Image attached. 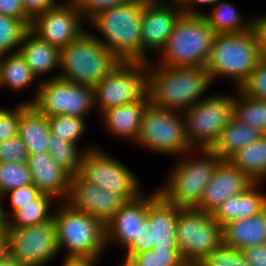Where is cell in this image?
Masks as SVG:
<instances>
[{"label":"cell","mask_w":266,"mask_h":266,"mask_svg":"<svg viewBox=\"0 0 266 266\" xmlns=\"http://www.w3.org/2000/svg\"><path fill=\"white\" fill-rule=\"evenodd\" d=\"M149 63L150 61L147 63V94L150 104L157 108L175 111L177 114L179 111L184 112L201 100L202 94L212 82L204 66L159 65L154 71Z\"/></svg>","instance_id":"obj_1"},{"label":"cell","mask_w":266,"mask_h":266,"mask_svg":"<svg viewBox=\"0 0 266 266\" xmlns=\"http://www.w3.org/2000/svg\"><path fill=\"white\" fill-rule=\"evenodd\" d=\"M146 2L132 0L89 19L103 34V38L94 37L122 62H142L141 19Z\"/></svg>","instance_id":"obj_2"},{"label":"cell","mask_w":266,"mask_h":266,"mask_svg":"<svg viewBox=\"0 0 266 266\" xmlns=\"http://www.w3.org/2000/svg\"><path fill=\"white\" fill-rule=\"evenodd\" d=\"M261 60L258 36L252 27L240 34H217L205 68L212 82L226 75L239 89Z\"/></svg>","instance_id":"obj_3"},{"label":"cell","mask_w":266,"mask_h":266,"mask_svg":"<svg viewBox=\"0 0 266 266\" xmlns=\"http://www.w3.org/2000/svg\"><path fill=\"white\" fill-rule=\"evenodd\" d=\"M58 250L66 251L65 258L99 259L106 247L105 224L90 214L64 204L53 213Z\"/></svg>","instance_id":"obj_4"},{"label":"cell","mask_w":266,"mask_h":266,"mask_svg":"<svg viewBox=\"0 0 266 266\" xmlns=\"http://www.w3.org/2000/svg\"><path fill=\"white\" fill-rule=\"evenodd\" d=\"M121 61L87 30L68 46L60 49L61 79L94 87Z\"/></svg>","instance_id":"obj_5"},{"label":"cell","mask_w":266,"mask_h":266,"mask_svg":"<svg viewBox=\"0 0 266 266\" xmlns=\"http://www.w3.org/2000/svg\"><path fill=\"white\" fill-rule=\"evenodd\" d=\"M216 33L202 15L183 14L176 23L165 48L160 66H204L210 57Z\"/></svg>","instance_id":"obj_6"},{"label":"cell","mask_w":266,"mask_h":266,"mask_svg":"<svg viewBox=\"0 0 266 266\" xmlns=\"http://www.w3.org/2000/svg\"><path fill=\"white\" fill-rule=\"evenodd\" d=\"M201 159H183L170 174L167 185L158 192L179 208H196L203 192L212 179L216 166L222 160L210 149H199Z\"/></svg>","instance_id":"obj_7"},{"label":"cell","mask_w":266,"mask_h":266,"mask_svg":"<svg viewBox=\"0 0 266 266\" xmlns=\"http://www.w3.org/2000/svg\"><path fill=\"white\" fill-rule=\"evenodd\" d=\"M176 236L180 256L195 266L222 243V226L212 213L182 208L178 213Z\"/></svg>","instance_id":"obj_8"},{"label":"cell","mask_w":266,"mask_h":266,"mask_svg":"<svg viewBox=\"0 0 266 266\" xmlns=\"http://www.w3.org/2000/svg\"><path fill=\"white\" fill-rule=\"evenodd\" d=\"M233 105V95L220 94L204 97L181 113L184 114L186 137L193 149H209L214 144L234 117Z\"/></svg>","instance_id":"obj_9"},{"label":"cell","mask_w":266,"mask_h":266,"mask_svg":"<svg viewBox=\"0 0 266 266\" xmlns=\"http://www.w3.org/2000/svg\"><path fill=\"white\" fill-rule=\"evenodd\" d=\"M175 111L148 104L135 142L164 154L192 152L186 137L185 121Z\"/></svg>","instance_id":"obj_10"},{"label":"cell","mask_w":266,"mask_h":266,"mask_svg":"<svg viewBox=\"0 0 266 266\" xmlns=\"http://www.w3.org/2000/svg\"><path fill=\"white\" fill-rule=\"evenodd\" d=\"M94 105L107 109L142 99L147 94V63L120 62L94 87Z\"/></svg>","instance_id":"obj_11"},{"label":"cell","mask_w":266,"mask_h":266,"mask_svg":"<svg viewBox=\"0 0 266 266\" xmlns=\"http://www.w3.org/2000/svg\"><path fill=\"white\" fill-rule=\"evenodd\" d=\"M40 82L34 100L28 103L47 117L64 114L84 118L95 108L94 89L90 86L75 84L57 76Z\"/></svg>","instance_id":"obj_12"},{"label":"cell","mask_w":266,"mask_h":266,"mask_svg":"<svg viewBox=\"0 0 266 266\" xmlns=\"http://www.w3.org/2000/svg\"><path fill=\"white\" fill-rule=\"evenodd\" d=\"M8 254L22 266H44L59 254L52 220L22 228H7Z\"/></svg>","instance_id":"obj_13"},{"label":"cell","mask_w":266,"mask_h":266,"mask_svg":"<svg viewBox=\"0 0 266 266\" xmlns=\"http://www.w3.org/2000/svg\"><path fill=\"white\" fill-rule=\"evenodd\" d=\"M79 174L89 183L117 195H123L128 201L142 195L139 181L133 172L100 149L87 150Z\"/></svg>","instance_id":"obj_14"},{"label":"cell","mask_w":266,"mask_h":266,"mask_svg":"<svg viewBox=\"0 0 266 266\" xmlns=\"http://www.w3.org/2000/svg\"><path fill=\"white\" fill-rule=\"evenodd\" d=\"M84 19L75 4L69 0L67 4L57 3L44 13L36 15L29 30L42 41L62 49L85 32L81 27Z\"/></svg>","instance_id":"obj_15"},{"label":"cell","mask_w":266,"mask_h":266,"mask_svg":"<svg viewBox=\"0 0 266 266\" xmlns=\"http://www.w3.org/2000/svg\"><path fill=\"white\" fill-rule=\"evenodd\" d=\"M66 202L106 224L128 200L123 195L89 183L77 173L71 176L70 192Z\"/></svg>","instance_id":"obj_16"},{"label":"cell","mask_w":266,"mask_h":266,"mask_svg":"<svg viewBox=\"0 0 266 266\" xmlns=\"http://www.w3.org/2000/svg\"><path fill=\"white\" fill-rule=\"evenodd\" d=\"M181 6L174 4H144L141 19L142 62L148 63L147 51L161 52L176 23L183 15Z\"/></svg>","instance_id":"obj_17"},{"label":"cell","mask_w":266,"mask_h":266,"mask_svg":"<svg viewBox=\"0 0 266 266\" xmlns=\"http://www.w3.org/2000/svg\"><path fill=\"white\" fill-rule=\"evenodd\" d=\"M253 184L254 182L248 176L228 160H221L195 209L213 213L225 200L245 192Z\"/></svg>","instance_id":"obj_18"},{"label":"cell","mask_w":266,"mask_h":266,"mask_svg":"<svg viewBox=\"0 0 266 266\" xmlns=\"http://www.w3.org/2000/svg\"><path fill=\"white\" fill-rule=\"evenodd\" d=\"M28 166L33 184L38 190L55 199L63 197L67 201L70 192L71 174L59 166L48 153L28 154Z\"/></svg>","instance_id":"obj_19"},{"label":"cell","mask_w":266,"mask_h":266,"mask_svg":"<svg viewBox=\"0 0 266 266\" xmlns=\"http://www.w3.org/2000/svg\"><path fill=\"white\" fill-rule=\"evenodd\" d=\"M148 196L128 201L106 224L105 241L121 243L127 249L138 236L139 226L147 218Z\"/></svg>","instance_id":"obj_20"},{"label":"cell","mask_w":266,"mask_h":266,"mask_svg":"<svg viewBox=\"0 0 266 266\" xmlns=\"http://www.w3.org/2000/svg\"><path fill=\"white\" fill-rule=\"evenodd\" d=\"M181 209L168 202L158 190L148 196L147 218L154 224L155 247H178L176 225Z\"/></svg>","instance_id":"obj_21"},{"label":"cell","mask_w":266,"mask_h":266,"mask_svg":"<svg viewBox=\"0 0 266 266\" xmlns=\"http://www.w3.org/2000/svg\"><path fill=\"white\" fill-rule=\"evenodd\" d=\"M222 243L241 251L266 244V208L259 214L223 225Z\"/></svg>","instance_id":"obj_22"},{"label":"cell","mask_w":266,"mask_h":266,"mask_svg":"<svg viewBox=\"0 0 266 266\" xmlns=\"http://www.w3.org/2000/svg\"><path fill=\"white\" fill-rule=\"evenodd\" d=\"M254 183L245 192L225 200L213 213V219L221 226L228 222L259 214L266 208V195L260 193Z\"/></svg>","instance_id":"obj_23"},{"label":"cell","mask_w":266,"mask_h":266,"mask_svg":"<svg viewBox=\"0 0 266 266\" xmlns=\"http://www.w3.org/2000/svg\"><path fill=\"white\" fill-rule=\"evenodd\" d=\"M149 97L146 94L142 99L124 104L123 106L107 109L102 113L106 129L112 135L122 138H132L136 141L142 115L149 104Z\"/></svg>","instance_id":"obj_24"},{"label":"cell","mask_w":266,"mask_h":266,"mask_svg":"<svg viewBox=\"0 0 266 266\" xmlns=\"http://www.w3.org/2000/svg\"><path fill=\"white\" fill-rule=\"evenodd\" d=\"M20 46L16 51L20 53L36 77L53 71L59 65L60 49L42 41L30 30L24 34Z\"/></svg>","instance_id":"obj_25"},{"label":"cell","mask_w":266,"mask_h":266,"mask_svg":"<svg viewBox=\"0 0 266 266\" xmlns=\"http://www.w3.org/2000/svg\"><path fill=\"white\" fill-rule=\"evenodd\" d=\"M18 136L24 142L28 154L48 153L51 136L48 117L30 104L20 116Z\"/></svg>","instance_id":"obj_26"},{"label":"cell","mask_w":266,"mask_h":266,"mask_svg":"<svg viewBox=\"0 0 266 266\" xmlns=\"http://www.w3.org/2000/svg\"><path fill=\"white\" fill-rule=\"evenodd\" d=\"M262 135L258 129L245 125L233 117L209 149L222 160H227L236 151L257 141Z\"/></svg>","instance_id":"obj_27"},{"label":"cell","mask_w":266,"mask_h":266,"mask_svg":"<svg viewBox=\"0 0 266 266\" xmlns=\"http://www.w3.org/2000/svg\"><path fill=\"white\" fill-rule=\"evenodd\" d=\"M227 160L254 183L260 182L266 177V134L236 151Z\"/></svg>","instance_id":"obj_28"},{"label":"cell","mask_w":266,"mask_h":266,"mask_svg":"<svg viewBox=\"0 0 266 266\" xmlns=\"http://www.w3.org/2000/svg\"><path fill=\"white\" fill-rule=\"evenodd\" d=\"M214 3L211 14H202L207 24L216 34H240L253 27V20H243L242 16L235 10L234 5L228 2Z\"/></svg>","instance_id":"obj_29"},{"label":"cell","mask_w":266,"mask_h":266,"mask_svg":"<svg viewBox=\"0 0 266 266\" xmlns=\"http://www.w3.org/2000/svg\"><path fill=\"white\" fill-rule=\"evenodd\" d=\"M36 78L18 51L0 58V88L22 90Z\"/></svg>","instance_id":"obj_30"},{"label":"cell","mask_w":266,"mask_h":266,"mask_svg":"<svg viewBox=\"0 0 266 266\" xmlns=\"http://www.w3.org/2000/svg\"><path fill=\"white\" fill-rule=\"evenodd\" d=\"M238 93L239 96L234 97V118L266 134V100L246 96L240 91Z\"/></svg>","instance_id":"obj_31"},{"label":"cell","mask_w":266,"mask_h":266,"mask_svg":"<svg viewBox=\"0 0 266 266\" xmlns=\"http://www.w3.org/2000/svg\"><path fill=\"white\" fill-rule=\"evenodd\" d=\"M55 199L51 195L41 193L31 203L16 211L8 219V227L22 228L40 225L53 219V212L49 213L50 203ZM12 219V220H11Z\"/></svg>","instance_id":"obj_32"},{"label":"cell","mask_w":266,"mask_h":266,"mask_svg":"<svg viewBox=\"0 0 266 266\" xmlns=\"http://www.w3.org/2000/svg\"><path fill=\"white\" fill-rule=\"evenodd\" d=\"M77 147V144L51 135L48 144V154L59 166L67 170L71 175H75L81 170L82 161L87 150L94 149L90 147L80 152Z\"/></svg>","instance_id":"obj_33"},{"label":"cell","mask_w":266,"mask_h":266,"mask_svg":"<svg viewBox=\"0 0 266 266\" xmlns=\"http://www.w3.org/2000/svg\"><path fill=\"white\" fill-rule=\"evenodd\" d=\"M130 262L134 266H188L180 256L178 247L156 246L150 251L136 254Z\"/></svg>","instance_id":"obj_34"},{"label":"cell","mask_w":266,"mask_h":266,"mask_svg":"<svg viewBox=\"0 0 266 266\" xmlns=\"http://www.w3.org/2000/svg\"><path fill=\"white\" fill-rule=\"evenodd\" d=\"M84 119L64 114L50 116L48 117L50 133L54 137L77 144L78 138L87 128Z\"/></svg>","instance_id":"obj_35"},{"label":"cell","mask_w":266,"mask_h":266,"mask_svg":"<svg viewBox=\"0 0 266 266\" xmlns=\"http://www.w3.org/2000/svg\"><path fill=\"white\" fill-rule=\"evenodd\" d=\"M33 184L28 163H0V197L10 190Z\"/></svg>","instance_id":"obj_36"},{"label":"cell","mask_w":266,"mask_h":266,"mask_svg":"<svg viewBox=\"0 0 266 266\" xmlns=\"http://www.w3.org/2000/svg\"><path fill=\"white\" fill-rule=\"evenodd\" d=\"M29 28L19 19L0 14V58L14 53Z\"/></svg>","instance_id":"obj_37"},{"label":"cell","mask_w":266,"mask_h":266,"mask_svg":"<svg viewBox=\"0 0 266 266\" xmlns=\"http://www.w3.org/2000/svg\"><path fill=\"white\" fill-rule=\"evenodd\" d=\"M195 266H250L243 252L221 243Z\"/></svg>","instance_id":"obj_38"},{"label":"cell","mask_w":266,"mask_h":266,"mask_svg":"<svg viewBox=\"0 0 266 266\" xmlns=\"http://www.w3.org/2000/svg\"><path fill=\"white\" fill-rule=\"evenodd\" d=\"M242 94L266 100V60H261L238 89Z\"/></svg>","instance_id":"obj_39"},{"label":"cell","mask_w":266,"mask_h":266,"mask_svg":"<svg viewBox=\"0 0 266 266\" xmlns=\"http://www.w3.org/2000/svg\"><path fill=\"white\" fill-rule=\"evenodd\" d=\"M155 247L154 224L146 218L139 226L138 236L125 251V260L130 261L136 254L150 251Z\"/></svg>","instance_id":"obj_40"},{"label":"cell","mask_w":266,"mask_h":266,"mask_svg":"<svg viewBox=\"0 0 266 266\" xmlns=\"http://www.w3.org/2000/svg\"><path fill=\"white\" fill-rule=\"evenodd\" d=\"M28 102L18 105L15 110L0 108V142L18 135L21 113L29 106Z\"/></svg>","instance_id":"obj_41"},{"label":"cell","mask_w":266,"mask_h":266,"mask_svg":"<svg viewBox=\"0 0 266 266\" xmlns=\"http://www.w3.org/2000/svg\"><path fill=\"white\" fill-rule=\"evenodd\" d=\"M28 156L26 146L18 135L0 142V163H24Z\"/></svg>","instance_id":"obj_42"},{"label":"cell","mask_w":266,"mask_h":266,"mask_svg":"<svg viewBox=\"0 0 266 266\" xmlns=\"http://www.w3.org/2000/svg\"><path fill=\"white\" fill-rule=\"evenodd\" d=\"M41 192L34 184H29L20 188L10 190L3 197H11V213L14 214L19 209L23 208L25 205L31 203L35 200Z\"/></svg>","instance_id":"obj_43"},{"label":"cell","mask_w":266,"mask_h":266,"mask_svg":"<svg viewBox=\"0 0 266 266\" xmlns=\"http://www.w3.org/2000/svg\"><path fill=\"white\" fill-rule=\"evenodd\" d=\"M77 9L82 13L83 17L90 19L97 12L126 4L132 0H71Z\"/></svg>","instance_id":"obj_44"},{"label":"cell","mask_w":266,"mask_h":266,"mask_svg":"<svg viewBox=\"0 0 266 266\" xmlns=\"http://www.w3.org/2000/svg\"><path fill=\"white\" fill-rule=\"evenodd\" d=\"M0 14L21 20L28 28L32 19L24 11L21 0H0Z\"/></svg>","instance_id":"obj_45"},{"label":"cell","mask_w":266,"mask_h":266,"mask_svg":"<svg viewBox=\"0 0 266 266\" xmlns=\"http://www.w3.org/2000/svg\"><path fill=\"white\" fill-rule=\"evenodd\" d=\"M26 14L33 19L36 15L44 13L46 10L54 7L55 0H21ZM56 2V3H55Z\"/></svg>","instance_id":"obj_46"},{"label":"cell","mask_w":266,"mask_h":266,"mask_svg":"<svg viewBox=\"0 0 266 266\" xmlns=\"http://www.w3.org/2000/svg\"><path fill=\"white\" fill-rule=\"evenodd\" d=\"M242 252L250 266H266V244L247 247Z\"/></svg>","instance_id":"obj_47"},{"label":"cell","mask_w":266,"mask_h":266,"mask_svg":"<svg viewBox=\"0 0 266 266\" xmlns=\"http://www.w3.org/2000/svg\"><path fill=\"white\" fill-rule=\"evenodd\" d=\"M252 20L254 30L258 36L260 57L262 60H266V15Z\"/></svg>","instance_id":"obj_48"},{"label":"cell","mask_w":266,"mask_h":266,"mask_svg":"<svg viewBox=\"0 0 266 266\" xmlns=\"http://www.w3.org/2000/svg\"><path fill=\"white\" fill-rule=\"evenodd\" d=\"M216 1L217 0H186L185 3L181 6V9L185 15H202L203 13L195 11L191 5H196V3L209 5L214 4Z\"/></svg>","instance_id":"obj_49"},{"label":"cell","mask_w":266,"mask_h":266,"mask_svg":"<svg viewBox=\"0 0 266 266\" xmlns=\"http://www.w3.org/2000/svg\"><path fill=\"white\" fill-rule=\"evenodd\" d=\"M62 266H94L98 259L94 258H63Z\"/></svg>","instance_id":"obj_50"},{"label":"cell","mask_w":266,"mask_h":266,"mask_svg":"<svg viewBox=\"0 0 266 266\" xmlns=\"http://www.w3.org/2000/svg\"><path fill=\"white\" fill-rule=\"evenodd\" d=\"M0 197V233H7L8 228V216L5 213L6 211L3 209L2 201L3 198Z\"/></svg>","instance_id":"obj_51"},{"label":"cell","mask_w":266,"mask_h":266,"mask_svg":"<svg viewBox=\"0 0 266 266\" xmlns=\"http://www.w3.org/2000/svg\"><path fill=\"white\" fill-rule=\"evenodd\" d=\"M8 253L7 233H0V259Z\"/></svg>","instance_id":"obj_52"},{"label":"cell","mask_w":266,"mask_h":266,"mask_svg":"<svg viewBox=\"0 0 266 266\" xmlns=\"http://www.w3.org/2000/svg\"><path fill=\"white\" fill-rule=\"evenodd\" d=\"M0 266H22L8 253L0 259Z\"/></svg>","instance_id":"obj_53"},{"label":"cell","mask_w":266,"mask_h":266,"mask_svg":"<svg viewBox=\"0 0 266 266\" xmlns=\"http://www.w3.org/2000/svg\"><path fill=\"white\" fill-rule=\"evenodd\" d=\"M185 1L186 0H172L171 2H174V3H172L174 5L182 6L185 3ZM147 2H152V3H156V4H165L164 3L165 1H162V0H147Z\"/></svg>","instance_id":"obj_54"},{"label":"cell","mask_w":266,"mask_h":266,"mask_svg":"<svg viewBox=\"0 0 266 266\" xmlns=\"http://www.w3.org/2000/svg\"><path fill=\"white\" fill-rule=\"evenodd\" d=\"M122 266H134L130 261H123V265Z\"/></svg>","instance_id":"obj_55"}]
</instances>
